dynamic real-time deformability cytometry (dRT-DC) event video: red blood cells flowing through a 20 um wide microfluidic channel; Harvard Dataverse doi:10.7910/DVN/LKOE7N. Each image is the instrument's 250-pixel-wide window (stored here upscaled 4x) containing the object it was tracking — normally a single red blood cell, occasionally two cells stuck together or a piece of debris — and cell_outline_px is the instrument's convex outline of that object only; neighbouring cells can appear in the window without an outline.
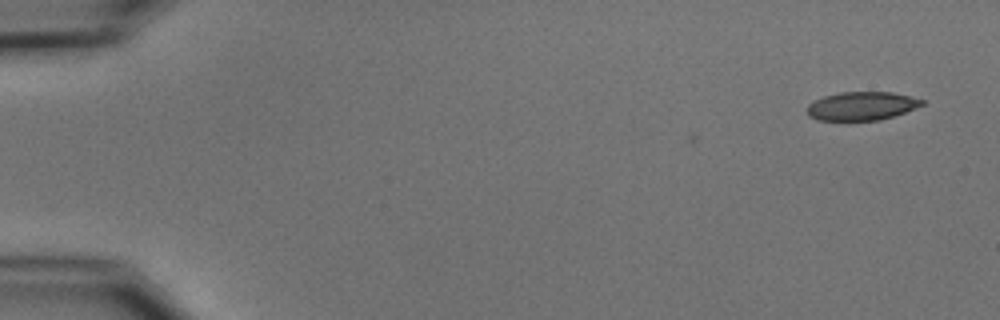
{"species": "common noctule bat (a hibernating species)", "species_latin": "Nyctalus noctula", "temperature_condition": "cold", "stored_images_in_passage": 27, "camera_frame_rate_fps": 3000, "um_per_image_px": 0.085, "animal": {"sex": "male", "body_mass_g": 15.6}, "frame": {"image": 1, "passage_image": 1, "time_ms": 0.0, "image_size_px": [1000, 320], "cell_outline_px": [[924, 104], [904, 112], [880, 120], [816, 120], [808, 116], [808, 104], [824, 96], [840, 92], [892, 92], [912, 96], [924, 100]], "centroid_in_image_um": [73.24, 9.0], "position_along_channel_um": 11.8, "area_um2": 18.96}}
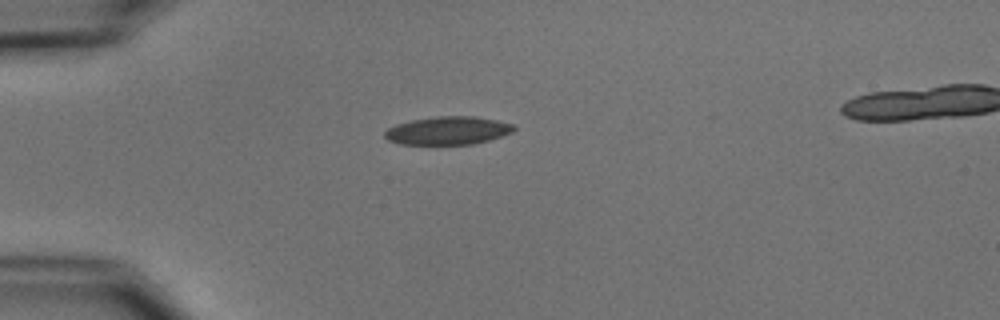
{"frame": {"image": 2, "passage_image": 13, "time_ms": 4.0, "image_size_px": [1000, 320], "cell_outline_px": [[516, 128], [512, 132], [488, 140], [472, 144], [400, 144], [388, 140], [384, 136], [384, 132], [388, 128], [396, 124], [412, 120], [436, 116], [476, 116], [516, 124]], "centroid_in_image_um": [38.08, 11.09], "position_along_channel_um": 46.9, "area_um2": 21.15}}